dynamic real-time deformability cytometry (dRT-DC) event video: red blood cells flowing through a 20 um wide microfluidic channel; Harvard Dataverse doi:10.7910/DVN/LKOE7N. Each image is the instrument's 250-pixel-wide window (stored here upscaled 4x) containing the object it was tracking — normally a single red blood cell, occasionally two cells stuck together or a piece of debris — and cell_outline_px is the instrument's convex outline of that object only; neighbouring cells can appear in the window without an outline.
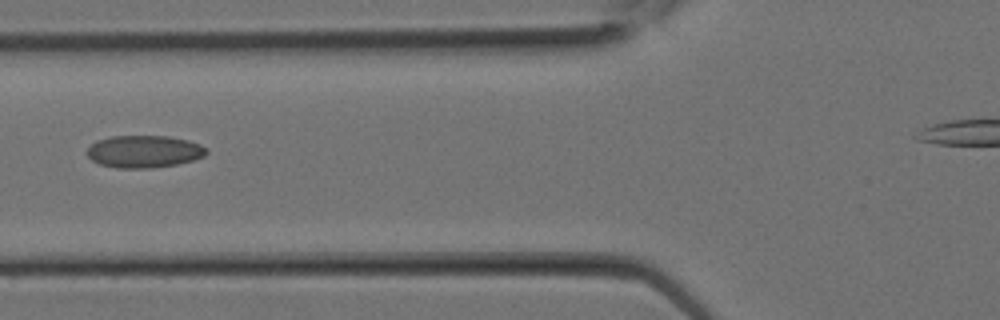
{"species": "Egyptian fruit bat (a non-hibernating species)", "species_latin": "Rousettus aegyptiacus", "temperature_condition": "room temperature", "stored_images_in_passage": 11, "camera_frame_rate_fps": 3000, "um_per_image_px": 0.085, "animal": {"sex": "female"}, "frame": {"image": 1, "passage_image": 10, "time_ms": 3.0, "image_size_px": [1000, 320], "cell_outline_px": [[208, 152], [204, 156], [192, 160], [176, 164], [152, 168], [116, 168], [100, 164], [92, 160], [88, 156], [88, 148], [96, 140], [112, 136], [168, 136], [188, 140], [200, 144], [208, 148]], "centroid_in_image_um": [12.26, 12.87], "position_along_channel_um": 113.5, "area_um2": 22.48}}